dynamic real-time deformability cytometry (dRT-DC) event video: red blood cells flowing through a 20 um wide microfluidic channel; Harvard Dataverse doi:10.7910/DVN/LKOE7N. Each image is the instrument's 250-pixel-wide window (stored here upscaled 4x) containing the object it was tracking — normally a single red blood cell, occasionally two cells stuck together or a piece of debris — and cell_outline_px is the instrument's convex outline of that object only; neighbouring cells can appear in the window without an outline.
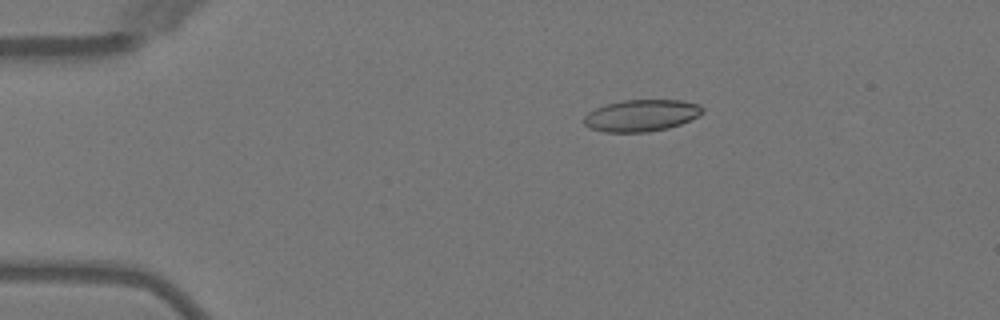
{"species": "Egyptian fruit bat (a non-hibernating species)", "species_latin": "Rousettus aegyptiacus", "temperature_condition": "warm", "stored_images_in_passage": 4, "camera_frame_rate_fps": 3000, "um_per_image_px": 0.085, "animal": {"sex": "female"}, "frame": {"image": 1, "passage_image": 3, "time_ms": 2.333, "image_size_px": [1000, 320], "cell_outline_px": [[704, 112], [680, 124], [668, 128], [648, 132], [604, 132], [588, 128], [584, 124], [584, 116], [588, 112], [604, 104], [624, 100], [680, 100], [700, 104], [704, 108]], "centroid_in_image_um": [54.49, 9.81], "position_along_channel_um": 30.5, "area_um2": 22.02}}